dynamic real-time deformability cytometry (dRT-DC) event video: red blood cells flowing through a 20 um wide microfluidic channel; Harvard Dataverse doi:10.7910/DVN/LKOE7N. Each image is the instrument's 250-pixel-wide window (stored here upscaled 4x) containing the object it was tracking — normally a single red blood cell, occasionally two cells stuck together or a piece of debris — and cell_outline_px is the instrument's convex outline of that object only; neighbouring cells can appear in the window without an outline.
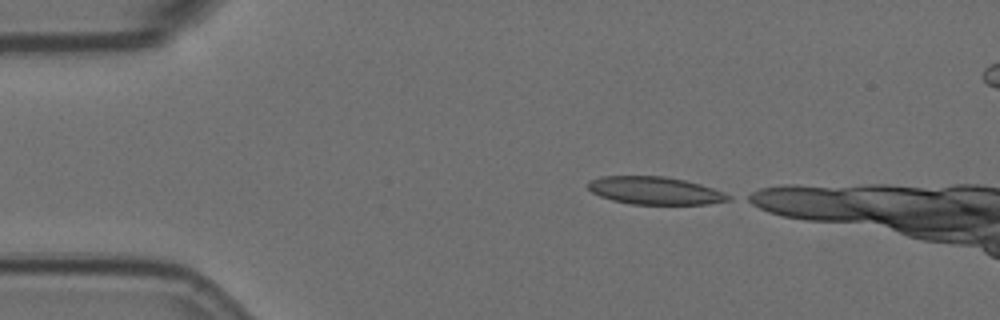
{"species": "Egyptian fruit bat (a non-hibernating species)", "species_latin": "Rousettus aegyptiacus", "temperature_condition": "room temperature", "stored_images_in_passage": 3, "camera_frame_rate_fps": 3000, "um_per_image_px": 0.085, "animal": {"sex": "female"}, "frame": {"image": 1, "passage_image": 1, "time_ms": 0.0, "image_size_px": [1000, 320], "cell_outline_px": [[732, 200], [708, 204], [632, 204], [612, 200], [600, 196], [592, 192], [588, 188], [588, 180], [600, 176], [664, 176], [684, 180], [700, 184], [724, 192], [732, 196]], "centroid_in_image_um": [55.67, 16.2], "position_along_channel_um": 29.3, "area_um2": 22.72}}